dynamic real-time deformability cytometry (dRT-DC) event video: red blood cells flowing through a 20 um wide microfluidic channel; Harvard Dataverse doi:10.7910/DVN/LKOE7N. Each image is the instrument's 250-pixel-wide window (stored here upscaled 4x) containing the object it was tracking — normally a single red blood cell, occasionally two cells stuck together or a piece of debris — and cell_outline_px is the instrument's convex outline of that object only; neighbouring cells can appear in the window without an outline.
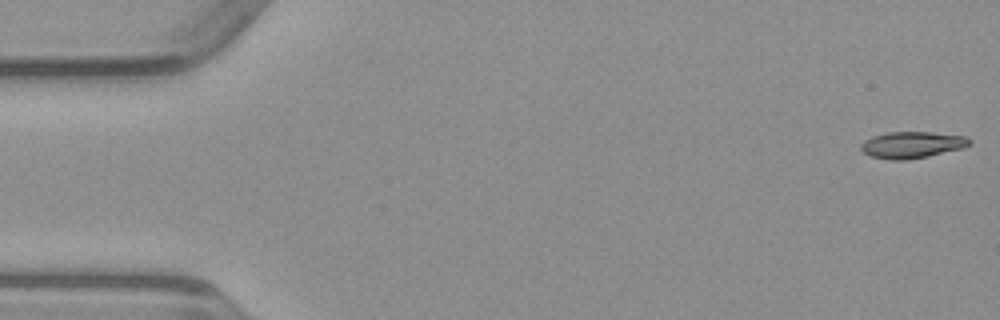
{"species": "common noctule bat (a hibernating species)", "species_latin": "Nyctalus noctula", "temperature_condition": "warm", "stored_images_in_passage": 49, "camera_frame_rate_fps": 3000, "um_per_image_px": 0.085, "animal": {"sex": "male", "body_mass_g": 23.1, "forearm_length_mm": 52.7}, "frame": {"image": 1, "passage_image": 1, "time_ms": 0.0, "image_size_px": [1000, 320], "cell_outline_px": [[972, 144], [964, 148], [928, 156], [904, 160], [892, 160], [872, 156], [864, 152], [860, 148], [860, 144], [864, 140], [872, 136], [888, 132], [932, 132], [968, 136], [972, 140]], "centroid_in_image_um": [77.57, 12.3], "position_along_channel_um": 7.4, "area_um2": 16.94}}
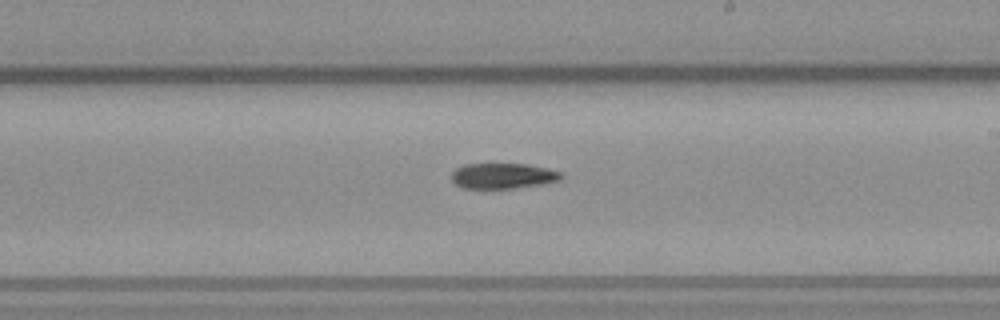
{"frame": {"image": 2, "passage_image": 28, "time_ms": 9.0, "image_size_px": [1000, 320], "cell_outline_px": [[564, 176], [560, 180], [544, 184], [516, 188], [464, 188], [456, 184], [452, 180], [452, 172], [456, 168], [464, 164], [528, 164], [560, 172]], "centroid_in_image_um": [42.75, 14.95], "position_along_channel_um": 246.2, "area_um2": 16.24}}
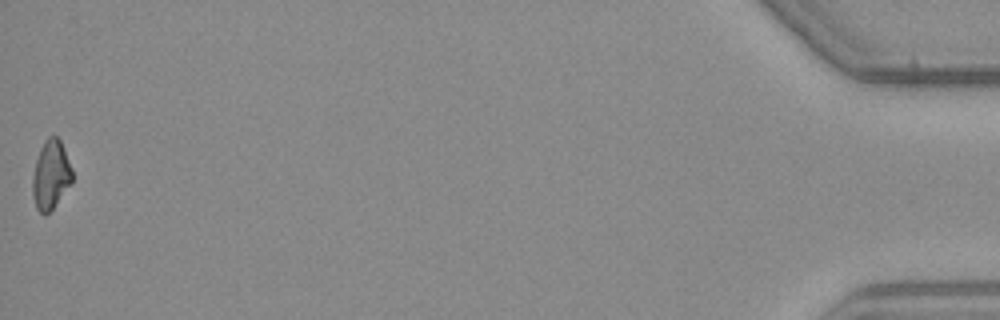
{"frame": {"image": 3, "passage_image": 49, "time_ms": 16.0, "image_size_px": [1000, 320], "cell_outline_px": [[72, 180], [52, 208], [44, 216], [36, 208], [32, 196], [32, 180], [36, 160], [40, 148], [44, 140], [48, 136], [56, 136], [60, 140], [64, 148], [72, 168]], "centroid_in_image_um": [4.29, 14.84], "position_along_channel_um": 430.9, "area_um2": 15.72}}